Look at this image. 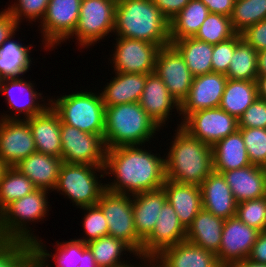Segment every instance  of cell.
I'll return each mask as SVG.
<instances>
[{"label":"cell","instance_id":"6da1fadb","mask_svg":"<svg viewBox=\"0 0 266 267\" xmlns=\"http://www.w3.org/2000/svg\"><path fill=\"white\" fill-rule=\"evenodd\" d=\"M149 151V152H148ZM139 145L108 148L104 171L116 178L106 190L131 196L162 188L166 180L165 159Z\"/></svg>","mask_w":266,"mask_h":267},{"label":"cell","instance_id":"7a4b0ae2","mask_svg":"<svg viewBox=\"0 0 266 267\" xmlns=\"http://www.w3.org/2000/svg\"><path fill=\"white\" fill-rule=\"evenodd\" d=\"M47 193L46 189H36L0 212V255L22 256L38 240L26 226L47 215Z\"/></svg>","mask_w":266,"mask_h":267},{"label":"cell","instance_id":"3957f363","mask_svg":"<svg viewBox=\"0 0 266 267\" xmlns=\"http://www.w3.org/2000/svg\"><path fill=\"white\" fill-rule=\"evenodd\" d=\"M165 158L166 179L200 186L213 169L212 146L191 136L179 124Z\"/></svg>","mask_w":266,"mask_h":267},{"label":"cell","instance_id":"277c9868","mask_svg":"<svg viewBox=\"0 0 266 267\" xmlns=\"http://www.w3.org/2000/svg\"><path fill=\"white\" fill-rule=\"evenodd\" d=\"M114 33L159 47L171 44L169 20L152 0H117Z\"/></svg>","mask_w":266,"mask_h":267},{"label":"cell","instance_id":"5b68a950","mask_svg":"<svg viewBox=\"0 0 266 267\" xmlns=\"http://www.w3.org/2000/svg\"><path fill=\"white\" fill-rule=\"evenodd\" d=\"M159 128L138 102L105 106L104 141L107 149L142 146L153 139Z\"/></svg>","mask_w":266,"mask_h":267},{"label":"cell","instance_id":"8992f818","mask_svg":"<svg viewBox=\"0 0 266 267\" xmlns=\"http://www.w3.org/2000/svg\"><path fill=\"white\" fill-rule=\"evenodd\" d=\"M49 102L61 123L104 137L105 105L101 93L78 91Z\"/></svg>","mask_w":266,"mask_h":267},{"label":"cell","instance_id":"52a82bcc","mask_svg":"<svg viewBox=\"0 0 266 267\" xmlns=\"http://www.w3.org/2000/svg\"><path fill=\"white\" fill-rule=\"evenodd\" d=\"M95 171L103 172L100 178L105 174L104 166L63 162L55 191H62V195L67 196L78 208L94 206L106 190L105 184L97 180L99 177Z\"/></svg>","mask_w":266,"mask_h":267},{"label":"cell","instance_id":"ba28073f","mask_svg":"<svg viewBox=\"0 0 266 267\" xmlns=\"http://www.w3.org/2000/svg\"><path fill=\"white\" fill-rule=\"evenodd\" d=\"M132 196L105 190L96 205L108 223V235L123 240L136 254H142L143 242L136 234Z\"/></svg>","mask_w":266,"mask_h":267},{"label":"cell","instance_id":"9c48e42d","mask_svg":"<svg viewBox=\"0 0 266 267\" xmlns=\"http://www.w3.org/2000/svg\"><path fill=\"white\" fill-rule=\"evenodd\" d=\"M117 0H81L77 27L71 35L82 47L92 46L114 32Z\"/></svg>","mask_w":266,"mask_h":267},{"label":"cell","instance_id":"30bf717a","mask_svg":"<svg viewBox=\"0 0 266 267\" xmlns=\"http://www.w3.org/2000/svg\"><path fill=\"white\" fill-rule=\"evenodd\" d=\"M62 161L104 166L107 147L102 135L90 134L61 123Z\"/></svg>","mask_w":266,"mask_h":267},{"label":"cell","instance_id":"8fae6325","mask_svg":"<svg viewBox=\"0 0 266 267\" xmlns=\"http://www.w3.org/2000/svg\"><path fill=\"white\" fill-rule=\"evenodd\" d=\"M191 136L210 146L238 130V120L220 107L189 114L180 124Z\"/></svg>","mask_w":266,"mask_h":267},{"label":"cell","instance_id":"7c38bea8","mask_svg":"<svg viewBox=\"0 0 266 267\" xmlns=\"http://www.w3.org/2000/svg\"><path fill=\"white\" fill-rule=\"evenodd\" d=\"M81 0H50L43 20L41 33L45 50L55 48L74 33L80 15ZM48 47V48H47Z\"/></svg>","mask_w":266,"mask_h":267},{"label":"cell","instance_id":"4fadbf2b","mask_svg":"<svg viewBox=\"0 0 266 267\" xmlns=\"http://www.w3.org/2000/svg\"><path fill=\"white\" fill-rule=\"evenodd\" d=\"M112 61L115 72L150 74L155 70L157 44L147 41L116 37Z\"/></svg>","mask_w":266,"mask_h":267},{"label":"cell","instance_id":"5bb4252c","mask_svg":"<svg viewBox=\"0 0 266 267\" xmlns=\"http://www.w3.org/2000/svg\"><path fill=\"white\" fill-rule=\"evenodd\" d=\"M154 72L162 79L169 93L181 104L189 94L194 76L172 44L159 48Z\"/></svg>","mask_w":266,"mask_h":267},{"label":"cell","instance_id":"9a60e30c","mask_svg":"<svg viewBox=\"0 0 266 267\" xmlns=\"http://www.w3.org/2000/svg\"><path fill=\"white\" fill-rule=\"evenodd\" d=\"M259 231L244 224L237 216L224 221L219 251L216 253L218 263L228 265L249 257Z\"/></svg>","mask_w":266,"mask_h":267},{"label":"cell","instance_id":"2e32d148","mask_svg":"<svg viewBox=\"0 0 266 267\" xmlns=\"http://www.w3.org/2000/svg\"><path fill=\"white\" fill-rule=\"evenodd\" d=\"M35 152V141L27 120L0 119V158L9 167Z\"/></svg>","mask_w":266,"mask_h":267},{"label":"cell","instance_id":"e0dca14e","mask_svg":"<svg viewBox=\"0 0 266 267\" xmlns=\"http://www.w3.org/2000/svg\"><path fill=\"white\" fill-rule=\"evenodd\" d=\"M227 80L225 74L216 72L194 77L188 96L180 104L181 120L198 110L219 107Z\"/></svg>","mask_w":266,"mask_h":267},{"label":"cell","instance_id":"ac0fdd59","mask_svg":"<svg viewBox=\"0 0 266 267\" xmlns=\"http://www.w3.org/2000/svg\"><path fill=\"white\" fill-rule=\"evenodd\" d=\"M0 92L6 94L9 109H14L16 113L12 116L1 115V119H20L18 116L23 114L24 119L32 118L42 114L49 106L50 102L40 104L37 99H44L41 93L34 89L31 81H26L20 77L4 78L0 81ZM39 101V102H38ZM48 105V106H47ZM18 114V115H17Z\"/></svg>","mask_w":266,"mask_h":267},{"label":"cell","instance_id":"d6986e66","mask_svg":"<svg viewBox=\"0 0 266 267\" xmlns=\"http://www.w3.org/2000/svg\"><path fill=\"white\" fill-rule=\"evenodd\" d=\"M157 219L154 230L142 245V254L152 258L163 249L186 240V229L168 201L162 206Z\"/></svg>","mask_w":266,"mask_h":267},{"label":"cell","instance_id":"ffe728a7","mask_svg":"<svg viewBox=\"0 0 266 267\" xmlns=\"http://www.w3.org/2000/svg\"><path fill=\"white\" fill-rule=\"evenodd\" d=\"M138 103L160 129L172 115L170 112L174 107L177 113L180 112L179 102L169 93L164 82L155 72L146 77V84Z\"/></svg>","mask_w":266,"mask_h":267},{"label":"cell","instance_id":"44dd1931","mask_svg":"<svg viewBox=\"0 0 266 267\" xmlns=\"http://www.w3.org/2000/svg\"><path fill=\"white\" fill-rule=\"evenodd\" d=\"M154 261L159 267H225L218 263L215 253L187 240L163 249Z\"/></svg>","mask_w":266,"mask_h":267},{"label":"cell","instance_id":"7402d4cb","mask_svg":"<svg viewBox=\"0 0 266 267\" xmlns=\"http://www.w3.org/2000/svg\"><path fill=\"white\" fill-rule=\"evenodd\" d=\"M202 208L224 220L236 216L237 202L222 174L213 171L200 185Z\"/></svg>","mask_w":266,"mask_h":267},{"label":"cell","instance_id":"603a6c76","mask_svg":"<svg viewBox=\"0 0 266 267\" xmlns=\"http://www.w3.org/2000/svg\"><path fill=\"white\" fill-rule=\"evenodd\" d=\"M221 174L237 203L266 196V168L251 164Z\"/></svg>","mask_w":266,"mask_h":267},{"label":"cell","instance_id":"cb8c5ba5","mask_svg":"<svg viewBox=\"0 0 266 267\" xmlns=\"http://www.w3.org/2000/svg\"><path fill=\"white\" fill-rule=\"evenodd\" d=\"M26 120L30 126L37 152L61 158V120L53 108L49 106L42 114Z\"/></svg>","mask_w":266,"mask_h":267},{"label":"cell","instance_id":"d4e9b609","mask_svg":"<svg viewBox=\"0 0 266 267\" xmlns=\"http://www.w3.org/2000/svg\"><path fill=\"white\" fill-rule=\"evenodd\" d=\"M167 201L163 188L132 196L133 218L138 238L144 242L154 230L162 206Z\"/></svg>","mask_w":266,"mask_h":267},{"label":"cell","instance_id":"484cf974","mask_svg":"<svg viewBox=\"0 0 266 267\" xmlns=\"http://www.w3.org/2000/svg\"><path fill=\"white\" fill-rule=\"evenodd\" d=\"M162 188L180 223L187 230L202 209L200 186L180 184L166 179Z\"/></svg>","mask_w":266,"mask_h":267},{"label":"cell","instance_id":"4316f807","mask_svg":"<svg viewBox=\"0 0 266 267\" xmlns=\"http://www.w3.org/2000/svg\"><path fill=\"white\" fill-rule=\"evenodd\" d=\"M62 164L61 158L35 152L14 167L27 176L37 189L54 191Z\"/></svg>","mask_w":266,"mask_h":267},{"label":"cell","instance_id":"83f0119b","mask_svg":"<svg viewBox=\"0 0 266 267\" xmlns=\"http://www.w3.org/2000/svg\"><path fill=\"white\" fill-rule=\"evenodd\" d=\"M41 241L39 239L36 240L22 256L32 267H51L50 263L48 264L47 262V258L52 255L46 250V246ZM59 243H57V246H59L58 250H56L57 253L52 256L55 259L54 262L57 263L56 267H78L83 254V241L73 239Z\"/></svg>","mask_w":266,"mask_h":267},{"label":"cell","instance_id":"f1b7e54d","mask_svg":"<svg viewBox=\"0 0 266 267\" xmlns=\"http://www.w3.org/2000/svg\"><path fill=\"white\" fill-rule=\"evenodd\" d=\"M213 169L217 173L251 165L241 131L238 129L212 146Z\"/></svg>","mask_w":266,"mask_h":267},{"label":"cell","instance_id":"f546056e","mask_svg":"<svg viewBox=\"0 0 266 267\" xmlns=\"http://www.w3.org/2000/svg\"><path fill=\"white\" fill-rule=\"evenodd\" d=\"M101 92L105 106L139 102L148 74L115 72Z\"/></svg>","mask_w":266,"mask_h":267},{"label":"cell","instance_id":"4dcf8cb0","mask_svg":"<svg viewBox=\"0 0 266 267\" xmlns=\"http://www.w3.org/2000/svg\"><path fill=\"white\" fill-rule=\"evenodd\" d=\"M224 221L202 208L187 228L186 240L216 254L221 244Z\"/></svg>","mask_w":266,"mask_h":267},{"label":"cell","instance_id":"1f68e13d","mask_svg":"<svg viewBox=\"0 0 266 267\" xmlns=\"http://www.w3.org/2000/svg\"><path fill=\"white\" fill-rule=\"evenodd\" d=\"M183 57L194 77L213 72V45L194 37H186L171 43Z\"/></svg>","mask_w":266,"mask_h":267},{"label":"cell","instance_id":"d6a6232c","mask_svg":"<svg viewBox=\"0 0 266 267\" xmlns=\"http://www.w3.org/2000/svg\"><path fill=\"white\" fill-rule=\"evenodd\" d=\"M257 97L256 81L228 79L219 107L238 120Z\"/></svg>","mask_w":266,"mask_h":267},{"label":"cell","instance_id":"836d02e7","mask_svg":"<svg viewBox=\"0 0 266 267\" xmlns=\"http://www.w3.org/2000/svg\"><path fill=\"white\" fill-rule=\"evenodd\" d=\"M209 13V9L200 0H190L169 22L170 42L194 37Z\"/></svg>","mask_w":266,"mask_h":267},{"label":"cell","instance_id":"e575fe53","mask_svg":"<svg viewBox=\"0 0 266 267\" xmlns=\"http://www.w3.org/2000/svg\"><path fill=\"white\" fill-rule=\"evenodd\" d=\"M15 33L10 36L0 47V72L1 80L4 78L20 77L31 66L30 49L13 40ZM12 39V40H11Z\"/></svg>","mask_w":266,"mask_h":267},{"label":"cell","instance_id":"d590c367","mask_svg":"<svg viewBox=\"0 0 266 267\" xmlns=\"http://www.w3.org/2000/svg\"><path fill=\"white\" fill-rule=\"evenodd\" d=\"M258 52L243 38L237 43L227 73V79L256 81Z\"/></svg>","mask_w":266,"mask_h":267},{"label":"cell","instance_id":"8d00e7d4","mask_svg":"<svg viewBox=\"0 0 266 267\" xmlns=\"http://www.w3.org/2000/svg\"><path fill=\"white\" fill-rule=\"evenodd\" d=\"M86 245L92 252L97 267H116L125 264V260L120 259L123 251L136 255L134 250L123 240L109 235L102 236Z\"/></svg>","mask_w":266,"mask_h":267},{"label":"cell","instance_id":"74e56055","mask_svg":"<svg viewBox=\"0 0 266 267\" xmlns=\"http://www.w3.org/2000/svg\"><path fill=\"white\" fill-rule=\"evenodd\" d=\"M36 189L31 180L16 167H8L0 181V212L13 201Z\"/></svg>","mask_w":266,"mask_h":267},{"label":"cell","instance_id":"f35d334b","mask_svg":"<svg viewBox=\"0 0 266 267\" xmlns=\"http://www.w3.org/2000/svg\"><path fill=\"white\" fill-rule=\"evenodd\" d=\"M231 24L237 34L266 19V0H235Z\"/></svg>","mask_w":266,"mask_h":267},{"label":"cell","instance_id":"ab89813d","mask_svg":"<svg viewBox=\"0 0 266 267\" xmlns=\"http://www.w3.org/2000/svg\"><path fill=\"white\" fill-rule=\"evenodd\" d=\"M236 34L230 17L209 13L194 38L215 45L231 39Z\"/></svg>","mask_w":266,"mask_h":267},{"label":"cell","instance_id":"60d3db41","mask_svg":"<svg viewBox=\"0 0 266 267\" xmlns=\"http://www.w3.org/2000/svg\"><path fill=\"white\" fill-rule=\"evenodd\" d=\"M252 165L266 168V128H238Z\"/></svg>","mask_w":266,"mask_h":267},{"label":"cell","instance_id":"b9f144b4","mask_svg":"<svg viewBox=\"0 0 266 267\" xmlns=\"http://www.w3.org/2000/svg\"><path fill=\"white\" fill-rule=\"evenodd\" d=\"M236 216L244 224L263 231L266 229V196L237 203Z\"/></svg>","mask_w":266,"mask_h":267},{"label":"cell","instance_id":"7bdbcfd3","mask_svg":"<svg viewBox=\"0 0 266 267\" xmlns=\"http://www.w3.org/2000/svg\"><path fill=\"white\" fill-rule=\"evenodd\" d=\"M86 213L83 218V228L86 236L78 239L88 244L91 241L97 240L102 236L108 235V223L102 210L97 206L82 207Z\"/></svg>","mask_w":266,"mask_h":267},{"label":"cell","instance_id":"ee69618b","mask_svg":"<svg viewBox=\"0 0 266 267\" xmlns=\"http://www.w3.org/2000/svg\"><path fill=\"white\" fill-rule=\"evenodd\" d=\"M18 2L14 5H9L7 10L16 19V22L20 25L21 20L28 18L31 22L36 20H43L47 5L50 0H17ZM25 16L24 18H22Z\"/></svg>","mask_w":266,"mask_h":267},{"label":"cell","instance_id":"f6af8a7d","mask_svg":"<svg viewBox=\"0 0 266 267\" xmlns=\"http://www.w3.org/2000/svg\"><path fill=\"white\" fill-rule=\"evenodd\" d=\"M242 39L241 34H236L229 40L213 45L212 69L213 72L226 74L237 43Z\"/></svg>","mask_w":266,"mask_h":267},{"label":"cell","instance_id":"bcb514c9","mask_svg":"<svg viewBox=\"0 0 266 267\" xmlns=\"http://www.w3.org/2000/svg\"><path fill=\"white\" fill-rule=\"evenodd\" d=\"M238 128H266V100H256L238 119Z\"/></svg>","mask_w":266,"mask_h":267},{"label":"cell","instance_id":"7dc6e473","mask_svg":"<svg viewBox=\"0 0 266 267\" xmlns=\"http://www.w3.org/2000/svg\"><path fill=\"white\" fill-rule=\"evenodd\" d=\"M241 35L257 52L266 50V19L248 27Z\"/></svg>","mask_w":266,"mask_h":267},{"label":"cell","instance_id":"c3c4849f","mask_svg":"<svg viewBox=\"0 0 266 267\" xmlns=\"http://www.w3.org/2000/svg\"><path fill=\"white\" fill-rule=\"evenodd\" d=\"M152 2L170 22L190 0H152Z\"/></svg>","mask_w":266,"mask_h":267},{"label":"cell","instance_id":"681fc988","mask_svg":"<svg viewBox=\"0 0 266 267\" xmlns=\"http://www.w3.org/2000/svg\"><path fill=\"white\" fill-rule=\"evenodd\" d=\"M19 28V24L11 13L4 9L0 11V47Z\"/></svg>","mask_w":266,"mask_h":267},{"label":"cell","instance_id":"f907efd6","mask_svg":"<svg viewBox=\"0 0 266 267\" xmlns=\"http://www.w3.org/2000/svg\"><path fill=\"white\" fill-rule=\"evenodd\" d=\"M248 259L257 263L266 264V229L259 232Z\"/></svg>","mask_w":266,"mask_h":267},{"label":"cell","instance_id":"816d5d0a","mask_svg":"<svg viewBox=\"0 0 266 267\" xmlns=\"http://www.w3.org/2000/svg\"><path fill=\"white\" fill-rule=\"evenodd\" d=\"M210 13L222 14L231 17L235 0H200Z\"/></svg>","mask_w":266,"mask_h":267},{"label":"cell","instance_id":"f5cc1de1","mask_svg":"<svg viewBox=\"0 0 266 267\" xmlns=\"http://www.w3.org/2000/svg\"><path fill=\"white\" fill-rule=\"evenodd\" d=\"M78 267H97L92 252L83 242V254L81 255V262Z\"/></svg>","mask_w":266,"mask_h":267},{"label":"cell","instance_id":"db71d44e","mask_svg":"<svg viewBox=\"0 0 266 267\" xmlns=\"http://www.w3.org/2000/svg\"><path fill=\"white\" fill-rule=\"evenodd\" d=\"M256 85L258 98L266 100V75H258Z\"/></svg>","mask_w":266,"mask_h":267},{"label":"cell","instance_id":"11a10c76","mask_svg":"<svg viewBox=\"0 0 266 267\" xmlns=\"http://www.w3.org/2000/svg\"><path fill=\"white\" fill-rule=\"evenodd\" d=\"M258 75H266V50L259 51L257 54Z\"/></svg>","mask_w":266,"mask_h":267},{"label":"cell","instance_id":"9f6ffc18","mask_svg":"<svg viewBox=\"0 0 266 267\" xmlns=\"http://www.w3.org/2000/svg\"><path fill=\"white\" fill-rule=\"evenodd\" d=\"M227 267H266V264L257 263L247 258L242 261L232 263Z\"/></svg>","mask_w":266,"mask_h":267},{"label":"cell","instance_id":"6f0895ef","mask_svg":"<svg viewBox=\"0 0 266 267\" xmlns=\"http://www.w3.org/2000/svg\"><path fill=\"white\" fill-rule=\"evenodd\" d=\"M135 256H138L139 258H140V261L141 260H143L144 262V264H142L144 267H148L153 261H154V258H152V257H150V256H146V255H143V254H136ZM147 263H149V264H147ZM135 266V264L134 265H132V264H128L127 263V260H126V263L125 264H122V265H119V266H116V267H143V266Z\"/></svg>","mask_w":266,"mask_h":267},{"label":"cell","instance_id":"680465c9","mask_svg":"<svg viewBox=\"0 0 266 267\" xmlns=\"http://www.w3.org/2000/svg\"><path fill=\"white\" fill-rule=\"evenodd\" d=\"M9 166L0 158V181L2 180L3 174Z\"/></svg>","mask_w":266,"mask_h":267},{"label":"cell","instance_id":"91938a15","mask_svg":"<svg viewBox=\"0 0 266 267\" xmlns=\"http://www.w3.org/2000/svg\"><path fill=\"white\" fill-rule=\"evenodd\" d=\"M148 267H159L155 261H153Z\"/></svg>","mask_w":266,"mask_h":267}]
</instances>
